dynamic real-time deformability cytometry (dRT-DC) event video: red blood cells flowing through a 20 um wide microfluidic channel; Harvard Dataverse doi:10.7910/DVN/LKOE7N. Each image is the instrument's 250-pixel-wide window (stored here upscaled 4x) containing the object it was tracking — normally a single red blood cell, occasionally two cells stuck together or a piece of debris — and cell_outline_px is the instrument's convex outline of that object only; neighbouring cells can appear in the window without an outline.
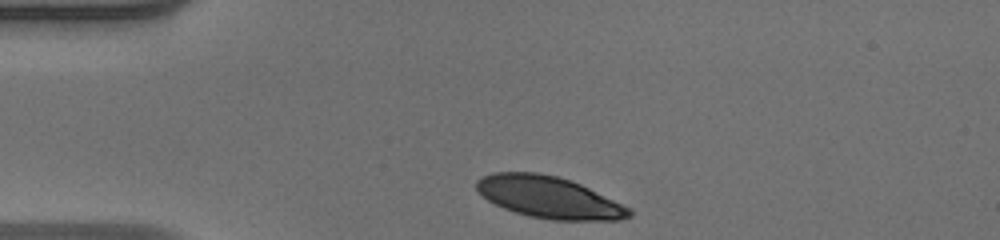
{"species": "human", "species_latin": "Homo sapiens", "temperature_condition": "warm", "stored_images_in_passage": 33, "camera_frame_rate_fps": 3000, "um_per_image_px": 0.085, "donor": {"sex": "male"}, "frame": {"image": 1, "passage_image": 1, "time_ms": 0.0, "image_size_px": [1000, 240], "cell_outline_px": [[632, 216], [616, 220], [552, 220], [528, 216], [504, 208], [488, 200], [476, 188], [476, 180], [492, 172], [536, 172], [556, 176], [580, 184], [632, 208]], "centroid_in_image_um": [46.68, 16.77], "position_along_channel_um": 38.3, "area_um2": 36.88}}
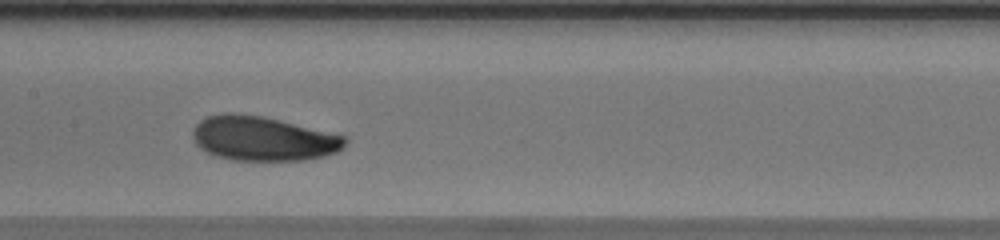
{"frame": {"image": 2, "passage_image": 15, "time_ms": 4.667, "image_size_px": [1000, 240], "cell_outline_px": [[348, 140], [336, 152], [324, 156], [304, 160], [232, 160], [216, 156], [204, 152], [196, 144], [192, 136], [192, 132], [196, 124], [200, 120], [208, 116], [224, 112], [236, 112], [264, 116], [348, 136]], "centroid_in_image_um": [22.33, 11.76], "position_along_channel_um": 185.1, "area_um2": 39.82}}
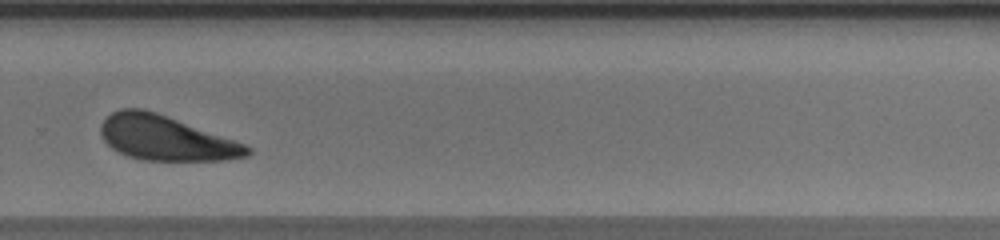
{"frame": {"image": 3, "passage_image": 25, "time_ms": 8.0, "image_size_px": [1000, 240], "cell_outline_px": [[252, 152], [248, 156], [224, 160], [144, 160], [128, 156], [112, 148], [104, 140], [100, 132], [100, 124], [112, 112], [120, 108], [140, 108], [156, 112], [244, 144], [252, 148]], "centroid_in_image_um": [14.07, 11.74], "position_along_channel_um": 315.7, "area_um2": 37.69}, "authors_computed_cell_mechanics": {"area_um2": 39.1306, "velocity_mm_per_s": 3.9326, "shape_relaxation_time_tau1_ms": 2.0083, "shape_relaxation_time_tau2_ms": null, "deformation_change_tau1": 0.11, "deformation_change_tau2": null}}